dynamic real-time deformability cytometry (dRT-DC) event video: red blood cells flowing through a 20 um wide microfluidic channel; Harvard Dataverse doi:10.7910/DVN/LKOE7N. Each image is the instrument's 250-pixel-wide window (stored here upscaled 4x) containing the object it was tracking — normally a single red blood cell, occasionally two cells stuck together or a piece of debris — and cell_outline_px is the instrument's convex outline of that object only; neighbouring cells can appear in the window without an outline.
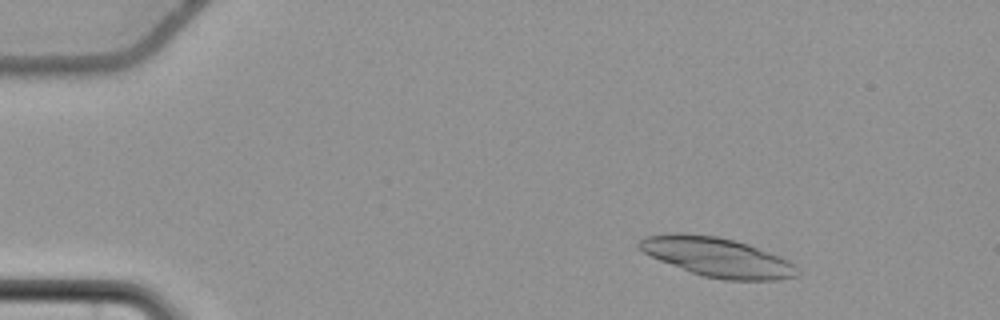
{"species": "common noctule bat (a hibernating species)", "species_latin": "Nyctalus noctula", "temperature_condition": "cold", "stored_images_in_passage": 56, "camera_frame_rate_fps": 3000, "um_per_image_px": 0.085, "animal": {"sex": "female", "body_mass_g": 22.7, "forearm_length_mm": 54.2}, "frame": {"image": 1, "passage_image": 8, "time_ms": 2.333, "image_size_px": [1000, 320], "cell_outline_px": [[800, 272], [796, 276], [776, 280], [724, 280], [704, 276], [692, 272], [660, 260], [644, 252], [636, 244], [644, 236], [672, 232], [680, 232], [716, 236], [748, 244], [780, 256], [788, 260]], "centroid_in_image_um": [60.95, 21.84], "position_along_channel_um": 24.0, "area_um2": 35.89}}